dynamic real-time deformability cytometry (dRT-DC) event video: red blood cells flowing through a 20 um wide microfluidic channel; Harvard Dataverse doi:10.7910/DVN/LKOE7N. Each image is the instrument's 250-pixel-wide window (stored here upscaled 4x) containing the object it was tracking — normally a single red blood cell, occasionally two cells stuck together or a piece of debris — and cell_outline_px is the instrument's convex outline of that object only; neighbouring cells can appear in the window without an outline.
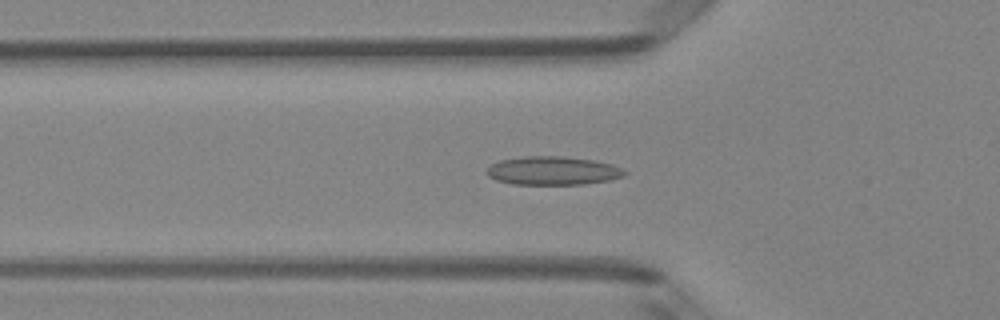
{"species": "Egyptian fruit bat (a non-hibernating species)", "species_latin": "Rousettus aegyptiacus", "temperature_condition": "room temperature", "stored_images_in_passage": 49, "camera_frame_rate_fps": 3000, "um_per_image_px": 0.085, "animal": {"sex": "female"}, "frame": {"image": 1, "passage_image": 17, "time_ms": 5.333, "image_size_px": [1000, 320], "cell_outline_px": [[628, 172], [624, 176], [608, 180], [584, 184], [512, 184], [496, 180], [488, 176], [484, 172], [492, 164], [500, 160], [524, 156], [564, 156], [596, 160], [612, 164]], "centroid_in_image_um": [46.98, 14.5], "position_along_channel_um": 78.8, "area_um2": 23.0}}
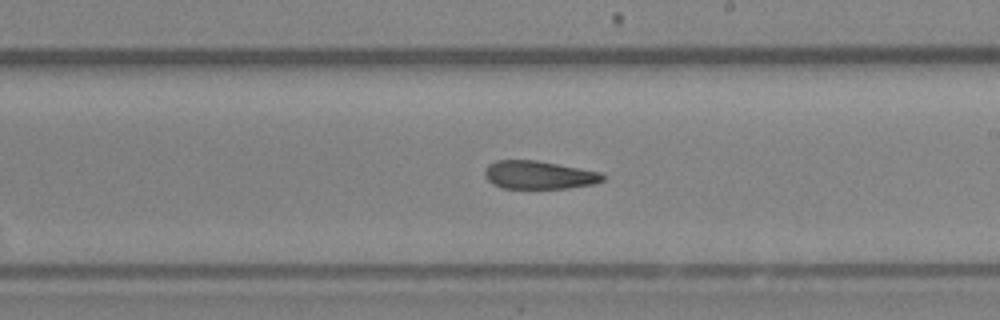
{"frame": {"image": 2, "passage_image": 29, "time_ms": 9.333, "image_size_px": [1000, 320], "cell_outline_px": [[604, 180], [596, 184], [568, 188], [504, 188], [492, 184], [484, 176], [484, 168], [488, 164], [496, 160], [536, 160], [600, 172], [604, 176]], "centroid_in_image_um": [45.78, 14.87], "position_along_channel_um": 243.2, "area_um2": 19.42}}
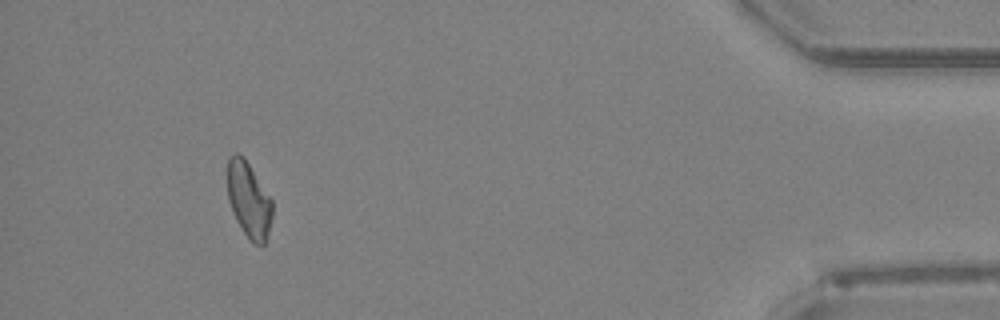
{"frame": {"image": 3, "passage_image": 46, "time_ms": 15.0, "image_size_px": [1000, 320], "cell_outline_px": [[272, 216], [268, 232], [264, 244], [256, 244], [244, 232], [236, 220], [232, 212], [228, 200], [228, 156], [236, 152], [244, 156], [272, 200]], "centroid_in_image_um": [21.13, 16.94], "position_along_channel_um": 414.1, "area_um2": 19.54}, "authors_computed_cell_mechanics": {"area_um2": 20.519, "velocity_mm_per_s": 4.1224, "shape_relaxation_time_tau1_ms": null, "shape_relaxation_time_tau2_ms": 8.8195, "deformation_change_tau1": null, "deformation_change_tau2": 0.1742}}